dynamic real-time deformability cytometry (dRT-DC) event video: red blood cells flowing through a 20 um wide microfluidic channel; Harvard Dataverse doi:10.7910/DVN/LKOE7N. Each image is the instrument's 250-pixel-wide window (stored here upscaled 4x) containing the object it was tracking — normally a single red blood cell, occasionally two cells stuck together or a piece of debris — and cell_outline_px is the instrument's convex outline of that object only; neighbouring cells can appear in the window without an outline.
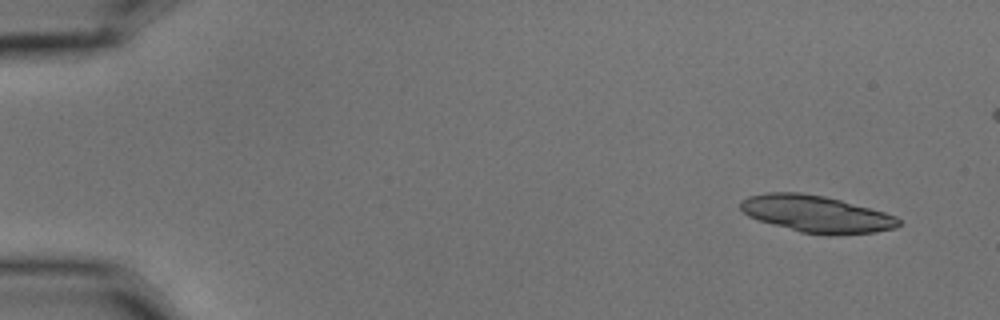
{"species": "common noctule bat (a hibernating species)", "species_latin": "Nyctalus noctula", "temperature_condition": "cold", "stored_images_in_passage": 4, "camera_frame_rate_fps": 3000, "um_per_image_px": 0.085, "animal": {"sex": "male", "body_mass_g": 15.6}, "frame": {"image": 1, "passage_image": 1, "time_ms": 0.0, "image_size_px": [1000, 320], "cell_outline_px": [[900, 224], [896, 228], [876, 232], [836, 236], [828, 236], [800, 232], [772, 224], [748, 216], [740, 208], [740, 200], [748, 196], [768, 192], [800, 192], [824, 196], [840, 200], [884, 212], [896, 216], [900, 220]], "centroid_in_image_um": [69.39, 18.2], "position_along_channel_um": 15.6, "area_um2": 34.16}}